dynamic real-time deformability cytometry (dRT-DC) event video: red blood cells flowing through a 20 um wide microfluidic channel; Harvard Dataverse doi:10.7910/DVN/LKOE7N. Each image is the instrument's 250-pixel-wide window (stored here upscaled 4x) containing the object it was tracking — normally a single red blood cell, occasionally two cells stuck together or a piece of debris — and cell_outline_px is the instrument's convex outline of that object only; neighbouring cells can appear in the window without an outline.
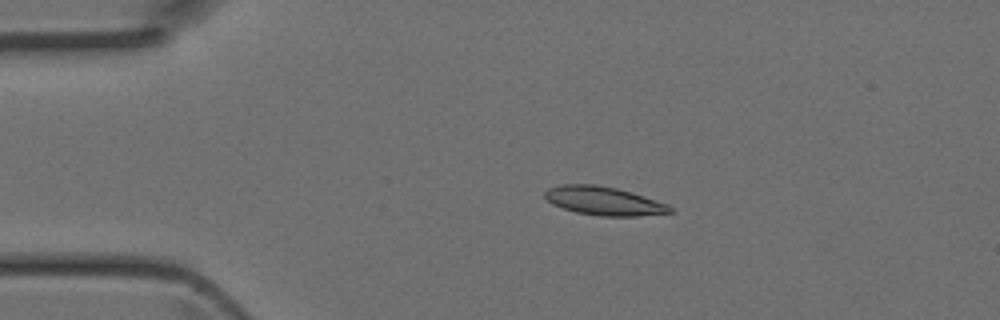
{"species": "Egyptian fruit bat (a non-hibernating species)", "species_latin": "Rousettus aegyptiacus", "temperature_condition": "room temperature", "stored_images_in_passage": 3, "camera_frame_rate_fps": 3000, "um_per_image_px": 0.085, "animal": {"sex": "female"}, "frame": {"image": 1, "passage_image": 3, "time_ms": 0.667, "image_size_px": [1000, 320], "cell_outline_px": [[672, 212], [636, 216], [600, 216], [576, 212], [552, 204], [544, 196], [544, 192], [548, 188], [560, 184], [596, 184], [616, 188], [632, 192], [668, 204], [672, 208]], "centroid_in_image_um": [51.3, 17.07], "position_along_channel_um": 33.7, "area_um2": 20.81}}